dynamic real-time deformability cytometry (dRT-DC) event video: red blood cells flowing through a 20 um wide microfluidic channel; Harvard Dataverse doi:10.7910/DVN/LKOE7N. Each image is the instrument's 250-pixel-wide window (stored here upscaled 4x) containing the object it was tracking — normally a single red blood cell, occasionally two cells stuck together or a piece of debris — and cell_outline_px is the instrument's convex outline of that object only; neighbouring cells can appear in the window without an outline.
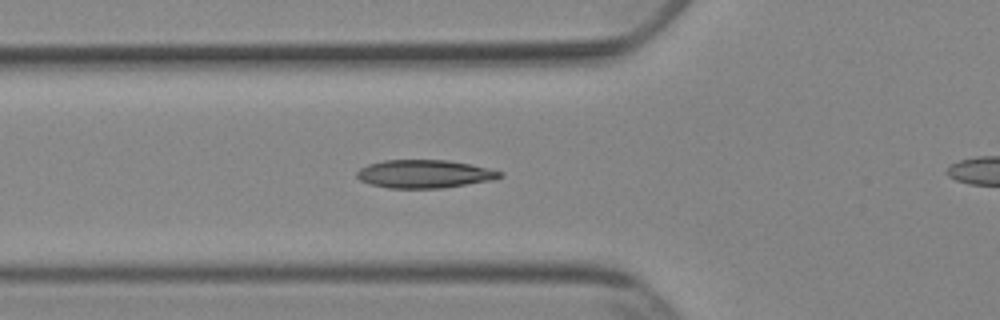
{"species": "Egyptian fruit bat (a non-hibernating species)", "species_latin": "Rousettus aegyptiacus", "temperature_condition": "cold", "stored_images_in_passage": 29, "camera_frame_rate_fps": 3000, "um_per_image_px": 0.085, "animal": {"sex": "female"}, "frame": {"image": 1, "passage_image": 2, "time_ms": 0.333, "image_size_px": [1000, 320], "cell_outline_px": [[504, 176], [492, 180], [444, 188], [388, 188], [372, 184], [360, 180], [356, 176], [356, 172], [360, 168], [368, 164], [384, 160], [448, 160], [468, 164], [504, 172]], "centroid_in_image_um": [36.07, 14.78], "position_along_channel_um": 89.7, "area_um2": 23.41}}
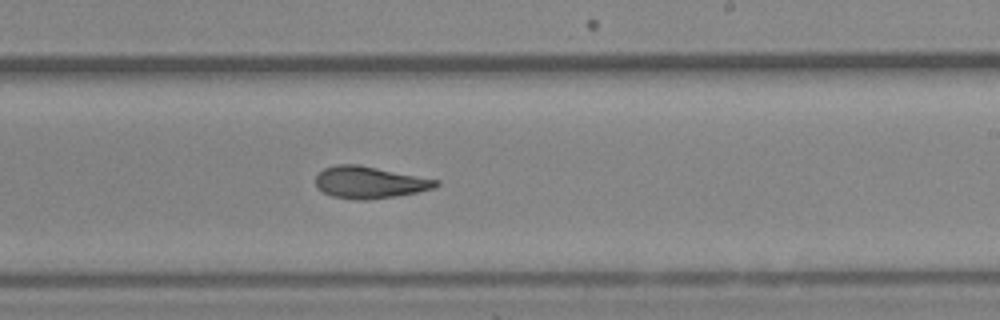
{"frame": {"image": 2, "passage_image": 15, "time_ms": 4.667, "image_size_px": [1000, 320], "cell_outline_px": [[440, 184], [436, 188], [396, 196], [364, 200], [356, 200], [332, 196], [316, 188], [316, 176], [324, 168], [336, 164], [360, 164], [440, 180]], "centroid_in_image_um": [31.43, 15.49], "position_along_channel_um": 257.6, "area_um2": 22.54}}
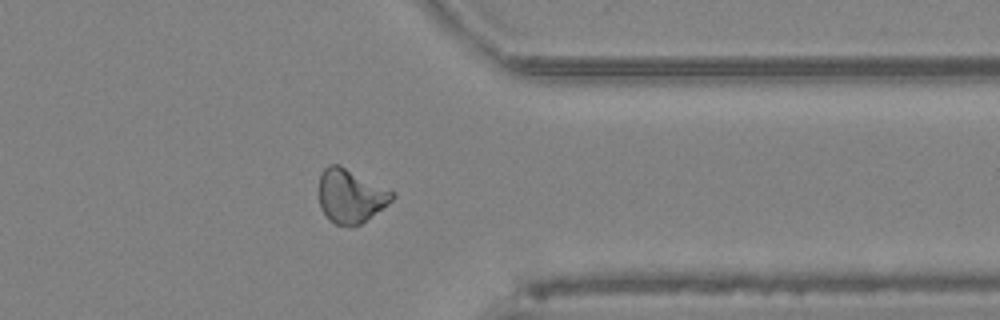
{"frame": {"image": 3, "passage_image": 25, "time_ms": 8.0, "image_size_px": [1000, 320], "cell_outline_px": [[396, 196], [388, 204], [360, 224], [336, 224], [328, 220], [320, 208], [320, 176], [324, 168], [328, 164], [340, 164], [396, 192]], "centroid_in_image_um": [29.82, 16.62], "position_along_channel_um": 381.6, "area_um2": 22.89}}